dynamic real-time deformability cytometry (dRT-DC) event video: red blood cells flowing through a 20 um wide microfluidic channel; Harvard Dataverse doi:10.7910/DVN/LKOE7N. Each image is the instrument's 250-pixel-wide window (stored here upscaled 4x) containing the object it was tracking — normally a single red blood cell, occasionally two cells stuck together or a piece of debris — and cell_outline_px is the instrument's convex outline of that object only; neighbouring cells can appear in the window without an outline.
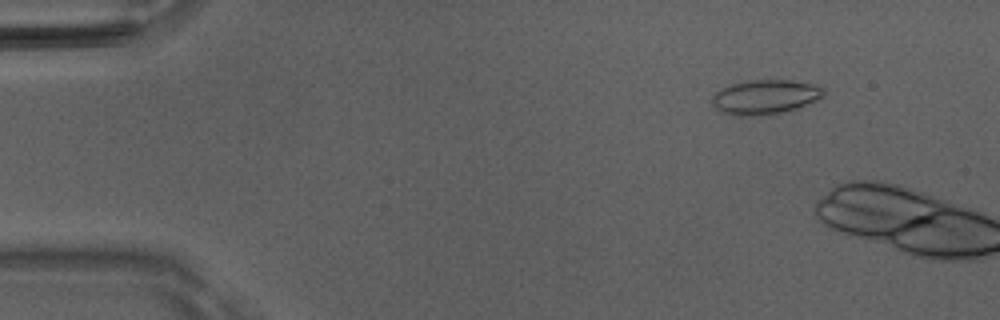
{"species": "Egyptian fruit bat (a non-hibernating species)", "species_latin": "Rousettus aegyptiacus", "temperature_condition": "room temperature", "stored_images_in_passage": 9, "camera_frame_rate_fps": 3000, "um_per_image_px": 0.085, "animal": {"sex": "male"}, "frame": {"image": 1, "passage_image": 6, "time_ms": 1.667, "image_size_px": [1000, 320], "cell_outline_px": [[824, 96], [820, 100], [792, 112], [772, 116], [736, 116], [720, 112], [712, 104], [712, 96], [716, 92], [732, 84], [752, 80], [792, 80], [820, 84], [824, 88]], "centroid_in_image_um": [65.15, 8.28], "position_along_channel_um": 19.9, "area_um2": 23.41}}